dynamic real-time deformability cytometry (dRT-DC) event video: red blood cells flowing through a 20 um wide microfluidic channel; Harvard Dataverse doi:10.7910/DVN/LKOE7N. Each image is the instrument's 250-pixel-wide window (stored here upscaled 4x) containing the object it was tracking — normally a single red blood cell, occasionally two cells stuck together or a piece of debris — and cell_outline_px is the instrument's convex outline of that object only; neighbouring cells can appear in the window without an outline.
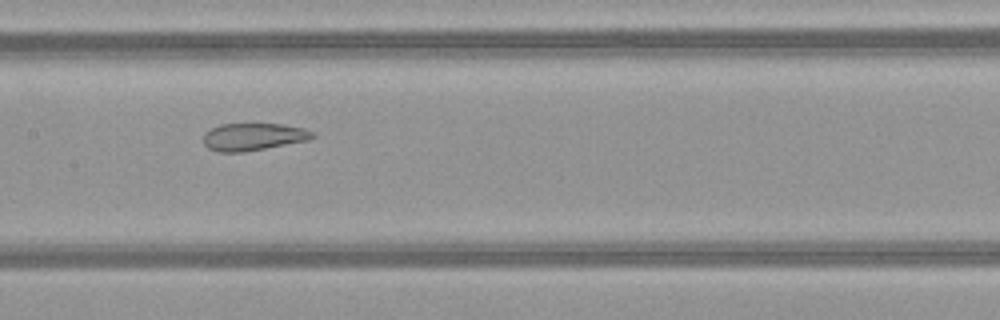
{"species": "common noctule bat (a hibernating species)", "species_latin": "Nyctalus noctula", "temperature_condition": "warm", "stored_images_in_passage": 46, "camera_frame_rate_fps": 3000, "um_per_image_px": 0.085, "animal": {"sex": "female", "body_mass_g": 21.9}, "frame": {"image": 1, "passage_image": 21, "time_ms": 6.667, "image_size_px": [1000, 320], "cell_outline_px": [[316, 136], [312, 140], [244, 152], [216, 152], [208, 148], [204, 144], [204, 132], [220, 124], [284, 124], [304, 128], [312, 132]], "centroid_in_image_um": [21.55, 11.63], "position_along_channel_um": 185.8, "area_um2": 17.63}}
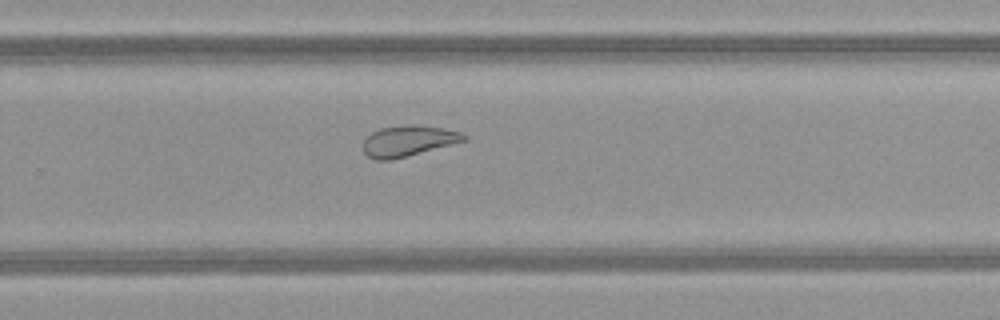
{"frame": {"image": 2, "passage_image": 29, "time_ms": 9.333, "image_size_px": [1000, 320], "cell_outline_px": [[468, 140], [408, 156], [392, 160], [376, 160], [368, 156], [364, 152], [364, 140], [372, 132], [380, 128], [408, 124], [412, 124], [440, 128], [460, 132], [468, 136]], "centroid_in_image_um": [34.71, 11.98], "position_along_channel_um": 295.1, "area_um2": 18.03}}
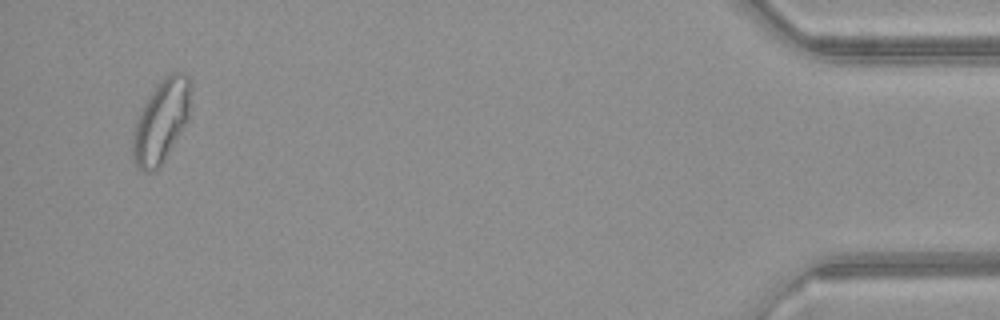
{"frame": {"image": 3, "passage_image": 44, "time_ms": 14.333, "image_size_px": [1000, 320], "cell_outline_px": [[188, 120], [160, 168], [152, 172], [144, 172], [136, 168], [132, 160], [132, 132], [136, 116], [148, 96], [156, 84], [168, 72], [184, 72], [188, 76]], "centroid_in_image_um": [13.62, 10.35], "position_along_channel_um": 421.6, "area_um2": 28.26}, "authors_computed_cell_mechanics": {"area_um2": 23.6402, "velocity_mm_per_s": 4.1097, "shape_relaxation_time_tau1_ms": null, "shape_relaxation_time_tau2_ms": 1.5601, "deformation_change_tau1": null, "deformation_change_tau2": 0.0983}}